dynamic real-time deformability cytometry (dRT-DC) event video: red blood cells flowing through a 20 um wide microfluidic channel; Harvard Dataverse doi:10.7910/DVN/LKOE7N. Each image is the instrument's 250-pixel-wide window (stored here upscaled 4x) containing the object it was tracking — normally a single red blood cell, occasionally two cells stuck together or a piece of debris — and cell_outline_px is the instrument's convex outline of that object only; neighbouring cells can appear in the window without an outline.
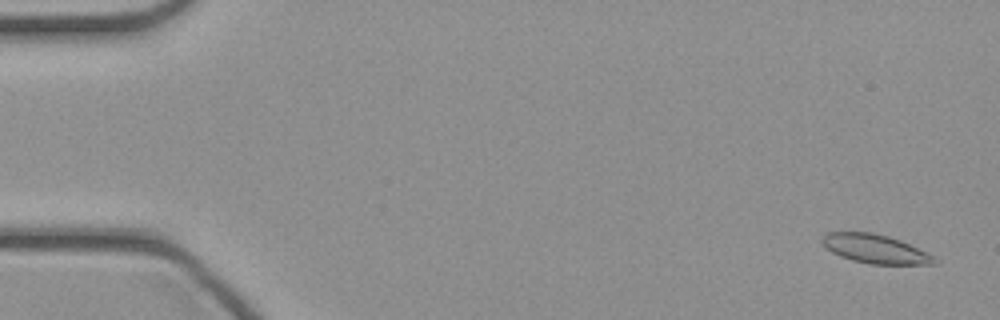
{"species": "common noctule bat (a hibernating species)", "species_latin": "Nyctalus noctula", "temperature_condition": "cold", "stored_images_in_passage": 46, "camera_frame_rate_fps": 3000, "um_per_image_px": 0.085, "animal": {"sex": "female", "body_mass_g": 21.9}, "frame": {"image": 1, "passage_image": 2, "time_ms": 0.333, "image_size_px": [1000, 320], "cell_outline_px": [[940, 264], [868, 264], [852, 260], [840, 256], [832, 252], [820, 240], [828, 232], [872, 232], [888, 236], [900, 240], [928, 252], [936, 256], [940, 260]], "centroid_in_image_um": [74.48, 21.17], "position_along_channel_um": 10.5, "area_um2": 19.02}}
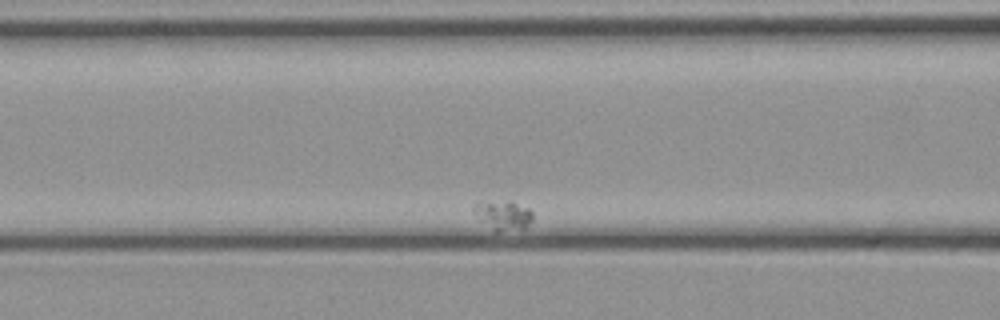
{"frame": {"image": 2, "passage_image": 14, "time_ms": 4.333, "image_size_px": [1000, 320], "cell_outline_px": [[532, 220], [524, 228], [500, 232], [492, 232], [472, 212], [472, 208], [476, 200], [512, 200], [528, 208], [532, 212]], "centroid_in_image_um": [42.69, 18.26], "position_along_channel_um": 123.9, "area_um2": 10.75}}
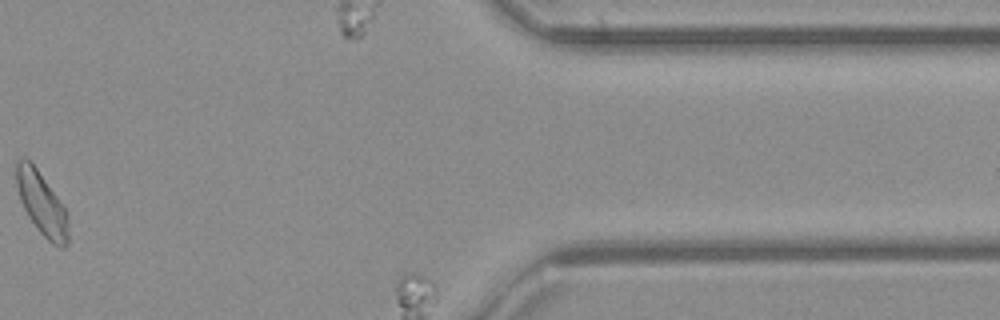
{"frame": {"image": 3, "passage_image": 42, "time_ms": 13.667, "image_size_px": [1000, 320], "cell_outline_px": [[68, 244], [64, 248], [60, 248], [52, 244], [36, 228], [28, 216], [20, 200], [16, 184], [16, 164], [24, 156], [36, 168], [56, 196], [64, 208], [68, 216]], "centroid_in_image_um": [3.55, 17.36], "position_along_channel_um": 407.9, "area_um2": 18.79}}